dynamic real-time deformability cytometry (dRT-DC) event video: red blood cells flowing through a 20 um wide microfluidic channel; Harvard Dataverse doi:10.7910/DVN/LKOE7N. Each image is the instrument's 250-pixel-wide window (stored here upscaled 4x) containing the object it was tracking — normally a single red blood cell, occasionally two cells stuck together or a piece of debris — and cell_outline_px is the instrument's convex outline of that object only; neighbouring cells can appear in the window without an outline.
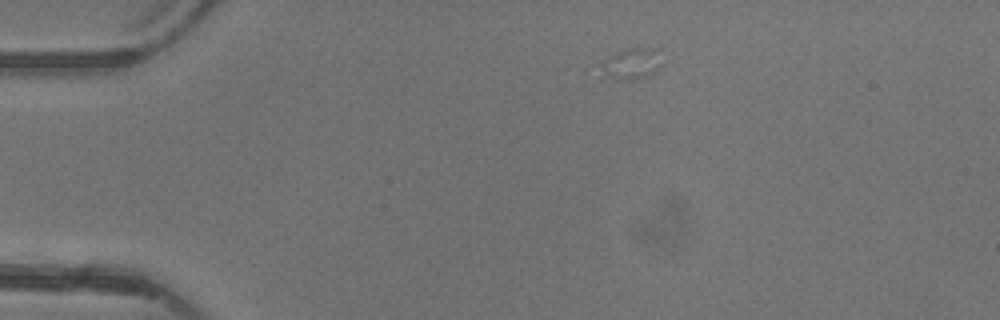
{"species": "common noctule bat (a hibernating species)", "species_latin": "Nyctalus noctula", "temperature_condition": "warm", "stored_images_in_passage": 2, "camera_frame_rate_fps": 3000, "um_per_image_px": 0.085, "animal": {"sex": "female"}, "frame": {"image": 1, "passage_image": 1, "time_ms": 0.0, "image_size_px": [1000, 320], "cell_outline_px": [[664, 64], [648, 76], [632, 80], [616, 80], [604, 72], [604, 60], [624, 48], [652, 48]], "centroid_in_image_um": [53.74, 5.42], "position_along_channel_um": 31.3, "area_um2": 10.58}}